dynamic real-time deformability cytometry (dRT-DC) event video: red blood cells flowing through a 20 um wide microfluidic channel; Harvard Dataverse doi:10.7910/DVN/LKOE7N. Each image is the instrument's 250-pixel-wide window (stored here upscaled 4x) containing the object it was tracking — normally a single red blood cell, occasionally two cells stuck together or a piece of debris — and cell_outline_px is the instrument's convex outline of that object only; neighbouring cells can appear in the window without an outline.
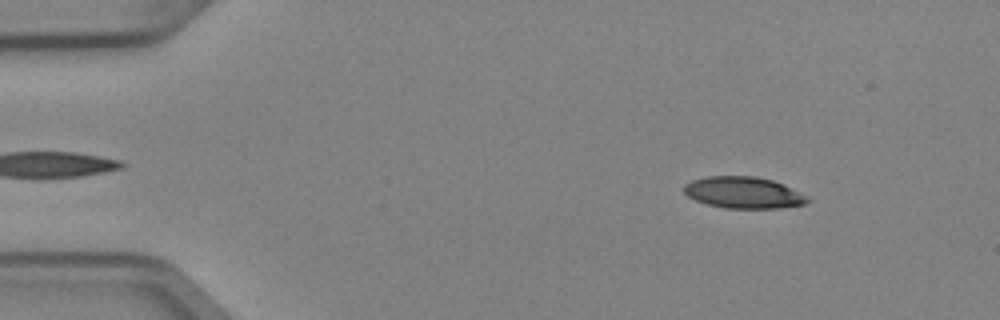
{"species": "Egyptian fruit bat (a non-hibernating species)", "species_latin": "Rousettus aegyptiacus", "temperature_condition": "cold", "stored_images_in_passage": 4, "camera_frame_rate_fps": 3000, "um_per_image_px": 0.085, "animal": {"sex": "female"}, "frame": {"image": 1, "passage_image": 1, "time_ms": 0.0, "image_size_px": [1000, 320], "cell_outline_px": [[812, 200], [804, 204], [776, 208], [724, 208], [708, 204], [696, 200], [688, 196], [684, 192], [684, 184], [692, 180], [704, 176], [756, 176], [772, 180], [784, 184]], "centroid_in_image_um": [63.17, 16.36], "position_along_channel_um": 21.8, "area_um2": 22.6}}